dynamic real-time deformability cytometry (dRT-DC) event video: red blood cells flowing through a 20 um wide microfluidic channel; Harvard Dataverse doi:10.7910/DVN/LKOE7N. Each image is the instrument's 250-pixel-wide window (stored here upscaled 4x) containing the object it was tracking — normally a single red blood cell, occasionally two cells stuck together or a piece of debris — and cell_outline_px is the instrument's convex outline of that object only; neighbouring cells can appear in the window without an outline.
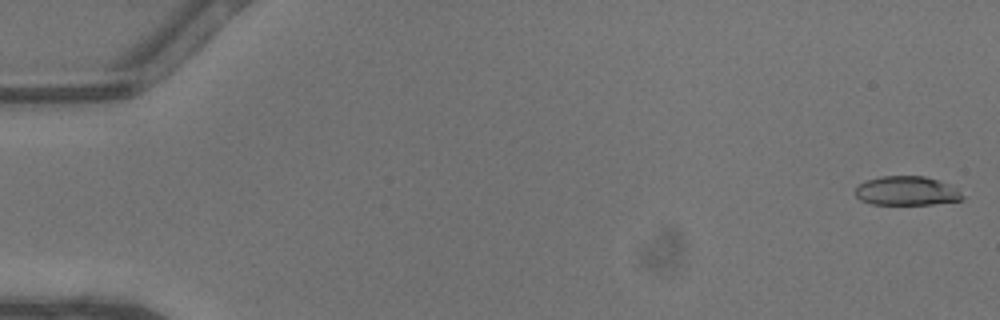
{"species": "common noctule bat (a hibernating species)", "species_latin": "Nyctalus noctula", "temperature_condition": "warm", "stored_images_in_passage": 3, "camera_frame_rate_fps": 3000, "um_per_image_px": 0.085, "animal": {"sex": "male", "body_mass_g": 13.3}, "frame": {"image": 1, "passage_image": 1, "time_ms": 0.0, "image_size_px": [1000, 320], "cell_outline_px": [[964, 200], [932, 204], [872, 204], [860, 200], [856, 196], [856, 188], [860, 184], [868, 180], [880, 176], [924, 176], [940, 180], [956, 188], [964, 196]], "centroid_in_image_um": [77.1, 16.22], "position_along_channel_um": 7.9, "area_um2": 18.15}}